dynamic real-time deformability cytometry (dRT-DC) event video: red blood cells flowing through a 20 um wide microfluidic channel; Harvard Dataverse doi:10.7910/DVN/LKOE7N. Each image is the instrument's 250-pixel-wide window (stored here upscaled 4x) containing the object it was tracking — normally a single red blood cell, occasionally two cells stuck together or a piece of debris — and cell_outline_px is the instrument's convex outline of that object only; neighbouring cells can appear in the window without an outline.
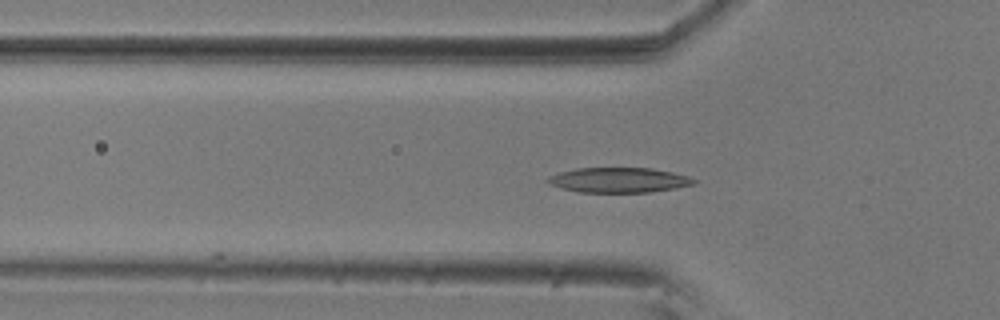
{"species": "common noctule bat (a hibernating species)", "species_latin": "Nyctalus noctula", "temperature_condition": "room temperature", "stored_images_in_passage": 39, "camera_frame_rate_fps": 3000, "um_per_image_px": 0.085, "animal": {"sex": "male", "body_mass_g": 20.5, "forearm_length_mm": 52.5}, "frame": {"image": 1, "passage_image": 7, "time_ms": 2.0, "image_size_px": [1000, 320], "cell_outline_px": [[696, 184], [676, 188], [648, 192], [580, 192], [560, 188], [548, 184], [544, 180], [548, 176], [560, 172], [576, 168], [652, 168], [672, 172], [688, 176], [696, 180]], "centroid_in_image_um": [52.57, 15.3], "position_along_channel_um": 73.2, "area_um2": 21.39}}
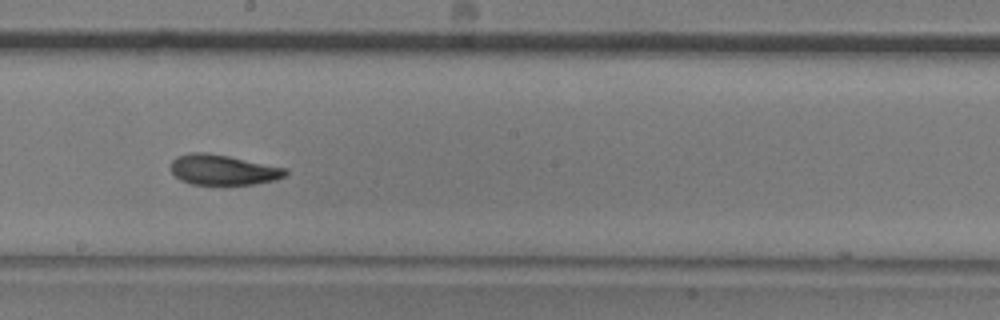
{"frame": {"image": 2, "passage_image": 20, "time_ms": 6.333, "image_size_px": [1000, 320], "cell_outline_px": [[288, 172], [284, 176], [276, 180], [256, 184], [224, 188], [192, 184], [180, 180], [172, 172], [172, 160], [176, 156], [188, 152], [204, 152], [228, 156], [288, 168]], "centroid_in_image_um": [18.98, 14.49], "position_along_channel_um": 229.2, "area_um2": 21.15}}
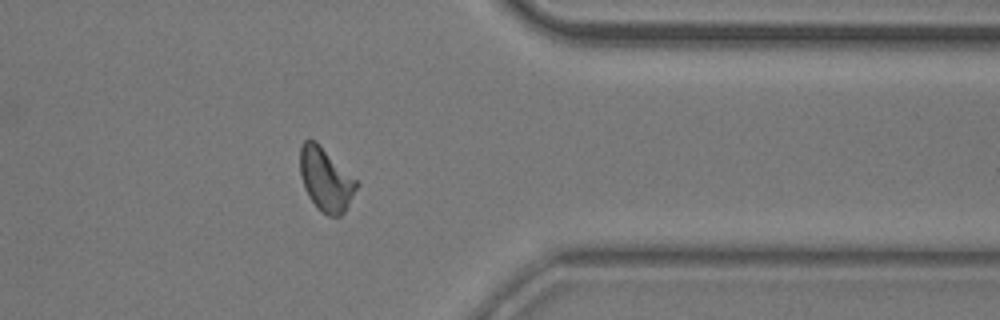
{"frame": {"image": 3, "passage_image": 34, "time_ms": 11.0, "image_size_px": [1000, 320], "cell_outline_px": [[360, 184], [344, 212], [340, 216], [328, 216], [320, 212], [316, 208], [308, 196], [304, 188], [300, 176], [300, 148], [304, 140], [316, 140]], "centroid_in_image_um": [27.67, 15.27], "position_along_channel_um": 383.7, "area_um2": 20.92}, "authors_computed_cell_mechanics": {"area_um2": 20.6924, "velocity_mm_per_s": 3.5863, "shape_relaxation_time_tau1_ms": 3.2315, "shape_relaxation_time_tau2_ms": 3.769, "deformation_change_tau1": 0.1482, "deformation_change_tau2": 0.1058}}